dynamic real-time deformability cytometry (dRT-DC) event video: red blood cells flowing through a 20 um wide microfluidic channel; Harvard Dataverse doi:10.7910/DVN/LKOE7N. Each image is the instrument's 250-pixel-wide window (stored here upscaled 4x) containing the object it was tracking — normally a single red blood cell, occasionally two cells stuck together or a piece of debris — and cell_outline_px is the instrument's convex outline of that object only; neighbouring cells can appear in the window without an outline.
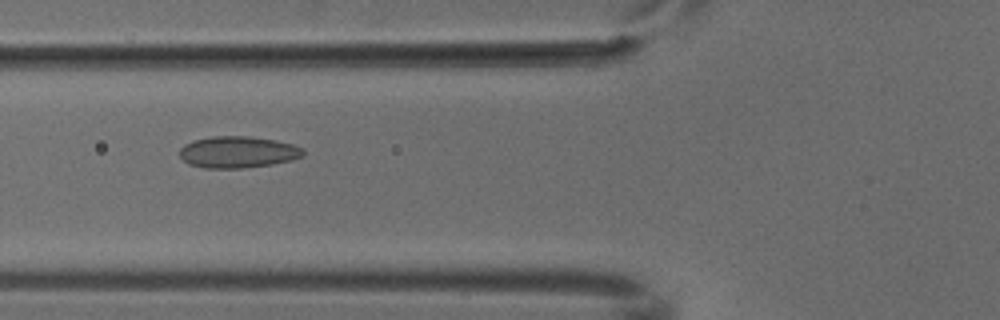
{"species": "common noctule bat (a hibernating species)", "species_latin": "Nyctalus noctula", "temperature_condition": "cold", "stored_images_in_passage": 4, "camera_frame_rate_fps": 3000, "um_per_image_px": 0.085, "animal": {"sex": "male", "body_mass_g": 18.8}, "frame": {"image": 1, "passage_image": 2, "time_ms": 0.333, "image_size_px": [1000, 320], "cell_outline_px": [[304, 156], [292, 160], [272, 164], [244, 168], [204, 168], [188, 164], [180, 156], [180, 148], [184, 144], [196, 140], [212, 136], [248, 136], [276, 140], [292, 144], [300, 148], [304, 152]], "centroid_in_image_um": [20.21, 12.93], "position_along_channel_um": 105.6, "area_um2": 22.72}}
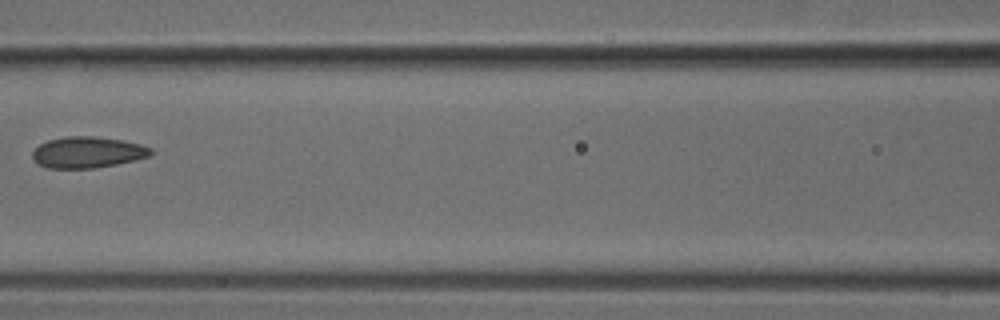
{"frame": {"image": 2, "passage_image": 3, "time_ms": 0.667, "image_size_px": [1000, 320], "cell_outline_px": [[152, 152], [148, 156], [116, 164], [92, 168], [48, 168], [36, 164], [32, 160], [32, 152], [40, 144], [48, 140], [68, 136], [92, 136], [124, 140], [140, 144], [152, 148]], "centroid_in_image_um": [7.39, 12.94], "position_along_channel_um": 159.2, "area_um2": 21.44}}
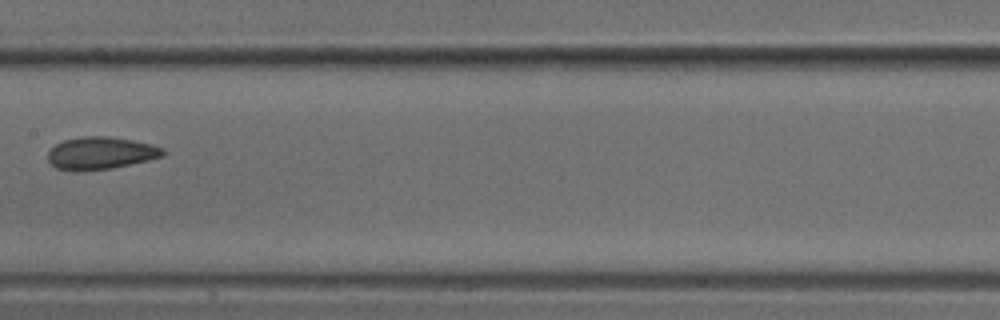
{"frame": {"image": 3, "passage_image": 4, "time_ms": 1.0, "image_size_px": [1000, 320], "cell_outline_px": [[164, 156], [148, 160], [112, 168], [84, 172], [72, 172], [56, 168], [48, 160], [48, 152], [56, 144], [64, 140], [84, 136], [104, 136], [132, 140], [164, 148]], "centroid_in_image_um": [8.52, 13.04], "position_along_channel_um": 198.9, "area_um2": 21.79}}